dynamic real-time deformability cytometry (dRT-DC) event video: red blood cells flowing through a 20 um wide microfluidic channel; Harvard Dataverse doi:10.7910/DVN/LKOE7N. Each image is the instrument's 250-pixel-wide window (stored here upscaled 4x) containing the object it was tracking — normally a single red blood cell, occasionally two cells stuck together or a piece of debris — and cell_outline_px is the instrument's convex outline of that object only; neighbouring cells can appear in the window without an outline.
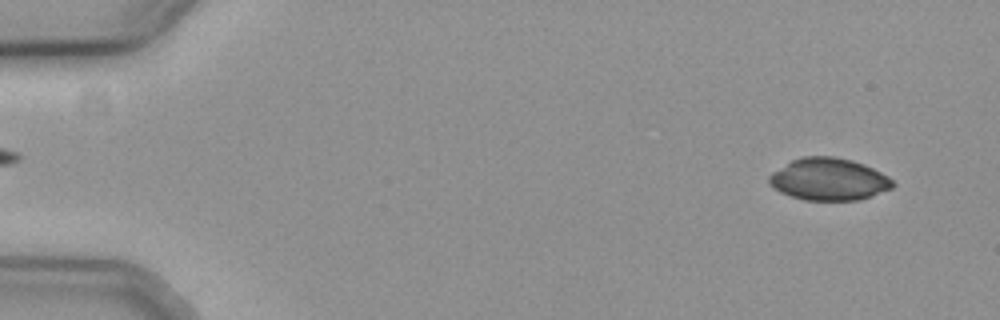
{"species": "common noctule bat (a hibernating species)", "species_latin": "Nyctalus noctula", "temperature_condition": "cold", "stored_images_in_passage": 18, "camera_frame_rate_fps": 3000, "um_per_image_px": 0.085, "animal": {"sex": "female", "body_mass_g": 19.3, "forearm_length_mm": 54.1}, "frame": {"image": 1, "passage_image": 4, "time_ms": 1.0, "image_size_px": [1000, 320], "cell_outline_px": [[896, 184], [892, 188], [872, 196], [860, 200], [804, 200], [780, 192], [768, 180], [768, 176], [772, 172], [792, 160], [804, 156], [832, 156], [852, 160], [864, 164], [888, 176]], "centroid_in_image_um": [70.47, 15.24], "position_along_channel_um": 14.5, "area_um2": 30.29}}